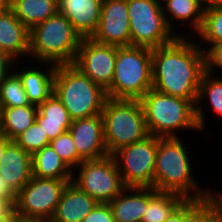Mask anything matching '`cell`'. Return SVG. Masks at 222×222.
<instances>
[{"label":"cell","instance_id":"cell-12","mask_svg":"<svg viewBox=\"0 0 222 222\" xmlns=\"http://www.w3.org/2000/svg\"><path fill=\"white\" fill-rule=\"evenodd\" d=\"M116 62V46L83 38L73 65L105 91L111 86Z\"/></svg>","mask_w":222,"mask_h":222},{"label":"cell","instance_id":"cell-19","mask_svg":"<svg viewBox=\"0 0 222 222\" xmlns=\"http://www.w3.org/2000/svg\"><path fill=\"white\" fill-rule=\"evenodd\" d=\"M29 35L30 30L10 8L0 12V51L7 53L15 61L21 55L29 57Z\"/></svg>","mask_w":222,"mask_h":222},{"label":"cell","instance_id":"cell-38","mask_svg":"<svg viewBox=\"0 0 222 222\" xmlns=\"http://www.w3.org/2000/svg\"><path fill=\"white\" fill-rule=\"evenodd\" d=\"M210 198L215 202L217 205L219 215H220V222H222V192L219 193L218 190L215 192H212L210 190Z\"/></svg>","mask_w":222,"mask_h":222},{"label":"cell","instance_id":"cell-44","mask_svg":"<svg viewBox=\"0 0 222 222\" xmlns=\"http://www.w3.org/2000/svg\"><path fill=\"white\" fill-rule=\"evenodd\" d=\"M15 216H0V222H12Z\"/></svg>","mask_w":222,"mask_h":222},{"label":"cell","instance_id":"cell-4","mask_svg":"<svg viewBox=\"0 0 222 222\" xmlns=\"http://www.w3.org/2000/svg\"><path fill=\"white\" fill-rule=\"evenodd\" d=\"M53 93L67 109L72 120L101 114L106 91L73 64L56 66Z\"/></svg>","mask_w":222,"mask_h":222},{"label":"cell","instance_id":"cell-41","mask_svg":"<svg viewBox=\"0 0 222 222\" xmlns=\"http://www.w3.org/2000/svg\"><path fill=\"white\" fill-rule=\"evenodd\" d=\"M204 9L222 7V0H202Z\"/></svg>","mask_w":222,"mask_h":222},{"label":"cell","instance_id":"cell-22","mask_svg":"<svg viewBox=\"0 0 222 222\" xmlns=\"http://www.w3.org/2000/svg\"><path fill=\"white\" fill-rule=\"evenodd\" d=\"M73 172L50 145L32 155V175L35 177L72 180Z\"/></svg>","mask_w":222,"mask_h":222},{"label":"cell","instance_id":"cell-26","mask_svg":"<svg viewBox=\"0 0 222 222\" xmlns=\"http://www.w3.org/2000/svg\"><path fill=\"white\" fill-rule=\"evenodd\" d=\"M36 116L37 106L33 104L0 108V130L13 141L36 121Z\"/></svg>","mask_w":222,"mask_h":222},{"label":"cell","instance_id":"cell-45","mask_svg":"<svg viewBox=\"0 0 222 222\" xmlns=\"http://www.w3.org/2000/svg\"><path fill=\"white\" fill-rule=\"evenodd\" d=\"M160 6L166 3L168 0H156Z\"/></svg>","mask_w":222,"mask_h":222},{"label":"cell","instance_id":"cell-35","mask_svg":"<svg viewBox=\"0 0 222 222\" xmlns=\"http://www.w3.org/2000/svg\"><path fill=\"white\" fill-rule=\"evenodd\" d=\"M14 62L7 53L0 51V83L14 70Z\"/></svg>","mask_w":222,"mask_h":222},{"label":"cell","instance_id":"cell-37","mask_svg":"<svg viewBox=\"0 0 222 222\" xmlns=\"http://www.w3.org/2000/svg\"><path fill=\"white\" fill-rule=\"evenodd\" d=\"M0 216H16L14 208L3 198H0Z\"/></svg>","mask_w":222,"mask_h":222},{"label":"cell","instance_id":"cell-1","mask_svg":"<svg viewBox=\"0 0 222 222\" xmlns=\"http://www.w3.org/2000/svg\"><path fill=\"white\" fill-rule=\"evenodd\" d=\"M189 34L187 38L177 36L172 42L152 49V88L188 99L195 105L205 72V48L198 40L194 41L192 33Z\"/></svg>","mask_w":222,"mask_h":222},{"label":"cell","instance_id":"cell-6","mask_svg":"<svg viewBox=\"0 0 222 222\" xmlns=\"http://www.w3.org/2000/svg\"><path fill=\"white\" fill-rule=\"evenodd\" d=\"M152 89V49L116 47V62L108 98L139 100Z\"/></svg>","mask_w":222,"mask_h":222},{"label":"cell","instance_id":"cell-29","mask_svg":"<svg viewBox=\"0 0 222 222\" xmlns=\"http://www.w3.org/2000/svg\"><path fill=\"white\" fill-rule=\"evenodd\" d=\"M31 105L19 76L12 70L0 83V108Z\"/></svg>","mask_w":222,"mask_h":222},{"label":"cell","instance_id":"cell-33","mask_svg":"<svg viewBox=\"0 0 222 222\" xmlns=\"http://www.w3.org/2000/svg\"><path fill=\"white\" fill-rule=\"evenodd\" d=\"M211 45L204 53L205 72L214 75L213 71L218 68L222 69V44H207Z\"/></svg>","mask_w":222,"mask_h":222},{"label":"cell","instance_id":"cell-40","mask_svg":"<svg viewBox=\"0 0 222 222\" xmlns=\"http://www.w3.org/2000/svg\"><path fill=\"white\" fill-rule=\"evenodd\" d=\"M164 222H182V204Z\"/></svg>","mask_w":222,"mask_h":222},{"label":"cell","instance_id":"cell-24","mask_svg":"<svg viewBox=\"0 0 222 222\" xmlns=\"http://www.w3.org/2000/svg\"><path fill=\"white\" fill-rule=\"evenodd\" d=\"M9 8L30 30L58 12V0H10Z\"/></svg>","mask_w":222,"mask_h":222},{"label":"cell","instance_id":"cell-7","mask_svg":"<svg viewBox=\"0 0 222 222\" xmlns=\"http://www.w3.org/2000/svg\"><path fill=\"white\" fill-rule=\"evenodd\" d=\"M101 115L108 155L149 136L139 100L107 98Z\"/></svg>","mask_w":222,"mask_h":222},{"label":"cell","instance_id":"cell-18","mask_svg":"<svg viewBox=\"0 0 222 222\" xmlns=\"http://www.w3.org/2000/svg\"><path fill=\"white\" fill-rule=\"evenodd\" d=\"M98 204L97 200L70 181L49 222H82Z\"/></svg>","mask_w":222,"mask_h":222},{"label":"cell","instance_id":"cell-42","mask_svg":"<svg viewBox=\"0 0 222 222\" xmlns=\"http://www.w3.org/2000/svg\"><path fill=\"white\" fill-rule=\"evenodd\" d=\"M10 6V0H0V12L8 9Z\"/></svg>","mask_w":222,"mask_h":222},{"label":"cell","instance_id":"cell-27","mask_svg":"<svg viewBox=\"0 0 222 222\" xmlns=\"http://www.w3.org/2000/svg\"><path fill=\"white\" fill-rule=\"evenodd\" d=\"M186 199L178 194L158 192L149 202L141 222H164Z\"/></svg>","mask_w":222,"mask_h":222},{"label":"cell","instance_id":"cell-8","mask_svg":"<svg viewBox=\"0 0 222 222\" xmlns=\"http://www.w3.org/2000/svg\"><path fill=\"white\" fill-rule=\"evenodd\" d=\"M131 46L157 48L172 42L178 35L165 20L156 0H127Z\"/></svg>","mask_w":222,"mask_h":222},{"label":"cell","instance_id":"cell-20","mask_svg":"<svg viewBox=\"0 0 222 222\" xmlns=\"http://www.w3.org/2000/svg\"><path fill=\"white\" fill-rule=\"evenodd\" d=\"M19 65L17 61L14 62L13 69L14 72L19 76L22 86L25 89L28 100L33 105H40L46 99H48L54 91V76L56 71V64L50 62H40L41 65L47 67L46 71L44 69H16V65ZM45 64V65H44ZM19 70V71H17Z\"/></svg>","mask_w":222,"mask_h":222},{"label":"cell","instance_id":"cell-23","mask_svg":"<svg viewBox=\"0 0 222 222\" xmlns=\"http://www.w3.org/2000/svg\"><path fill=\"white\" fill-rule=\"evenodd\" d=\"M204 10L202 0H168L162 5L166 23L172 31L173 21L181 20L182 24L184 22L186 25L187 22L191 24V28L195 30L193 34H196L202 26Z\"/></svg>","mask_w":222,"mask_h":222},{"label":"cell","instance_id":"cell-2","mask_svg":"<svg viewBox=\"0 0 222 222\" xmlns=\"http://www.w3.org/2000/svg\"><path fill=\"white\" fill-rule=\"evenodd\" d=\"M187 153L180 137H158L154 188L158 192L181 195L186 200L209 198L210 190L199 189L193 177Z\"/></svg>","mask_w":222,"mask_h":222},{"label":"cell","instance_id":"cell-43","mask_svg":"<svg viewBox=\"0 0 222 222\" xmlns=\"http://www.w3.org/2000/svg\"><path fill=\"white\" fill-rule=\"evenodd\" d=\"M12 222H44V221L33 220V219H23V218H19L15 216Z\"/></svg>","mask_w":222,"mask_h":222},{"label":"cell","instance_id":"cell-28","mask_svg":"<svg viewBox=\"0 0 222 222\" xmlns=\"http://www.w3.org/2000/svg\"><path fill=\"white\" fill-rule=\"evenodd\" d=\"M182 222H220L217 205L210 197L185 200L182 203Z\"/></svg>","mask_w":222,"mask_h":222},{"label":"cell","instance_id":"cell-34","mask_svg":"<svg viewBox=\"0 0 222 222\" xmlns=\"http://www.w3.org/2000/svg\"><path fill=\"white\" fill-rule=\"evenodd\" d=\"M82 222H115L108 203H99Z\"/></svg>","mask_w":222,"mask_h":222},{"label":"cell","instance_id":"cell-17","mask_svg":"<svg viewBox=\"0 0 222 222\" xmlns=\"http://www.w3.org/2000/svg\"><path fill=\"white\" fill-rule=\"evenodd\" d=\"M157 193L155 188L126 187L108 203L115 222H141L148 202Z\"/></svg>","mask_w":222,"mask_h":222},{"label":"cell","instance_id":"cell-39","mask_svg":"<svg viewBox=\"0 0 222 222\" xmlns=\"http://www.w3.org/2000/svg\"><path fill=\"white\" fill-rule=\"evenodd\" d=\"M11 142L12 141L7 137V135L2 130H0V159L3 156L6 147Z\"/></svg>","mask_w":222,"mask_h":222},{"label":"cell","instance_id":"cell-14","mask_svg":"<svg viewBox=\"0 0 222 222\" xmlns=\"http://www.w3.org/2000/svg\"><path fill=\"white\" fill-rule=\"evenodd\" d=\"M68 131L73 137L77 153L84 160L108 156L101 114L72 120Z\"/></svg>","mask_w":222,"mask_h":222},{"label":"cell","instance_id":"cell-11","mask_svg":"<svg viewBox=\"0 0 222 222\" xmlns=\"http://www.w3.org/2000/svg\"><path fill=\"white\" fill-rule=\"evenodd\" d=\"M76 169L72 182L99 203H109L126 188L112 155L84 160Z\"/></svg>","mask_w":222,"mask_h":222},{"label":"cell","instance_id":"cell-16","mask_svg":"<svg viewBox=\"0 0 222 222\" xmlns=\"http://www.w3.org/2000/svg\"><path fill=\"white\" fill-rule=\"evenodd\" d=\"M0 175L17 195L32 178V155L12 141L0 159Z\"/></svg>","mask_w":222,"mask_h":222},{"label":"cell","instance_id":"cell-10","mask_svg":"<svg viewBox=\"0 0 222 222\" xmlns=\"http://www.w3.org/2000/svg\"><path fill=\"white\" fill-rule=\"evenodd\" d=\"M70 181L32 176L17 194L13 206L16 217L49 222Z\"/></svg>","mask_w":222,"mask_h":222},{"label":"cell","instance_id":"cell-30","mask_svg":"<svg viewBox=\"0 0 222 222\" xmlns=\"http://www.w3.org/2000/svg\"><path fill=\"white\" fill-rule=\"evenodd\" d=\"M193 37L206 44H222V7L204 10L202 26Z\"/></svg>","mask_w":222,"mask_h":222},{"label":"cell","instance_id":"cell-21","mask_svg":"<svg viewBox=\"0 0 222 222\" xmlns=\"http://www.w3.org/2000/svg\"><path fill=\"white\" fill-rule=\"evenodd\" d=\"M36 122L52 140L70 129L72 119L62 102L53 93L37 106Z\"/></svg>","mask_w":222,"mask_h":222},{"label":"cell","instance_id":"cell-5","mask_svg":"<svg viewBox=\"0 0 222 222\" xmlns=\"http://www.w3.org/2000/svg\"><path fill=\"white\" fill-rule=\"evenodd\" d=\"M139 101L149 135L178 137V130L199 131L195 105L190 100L163 94L152 88Z\"/></svg>","mask_w":222,"mask_h":222},{"label":"cell","instance_id":"cell-15","mask_svg":"<svg viewBox=\"0 0 222 222\" xmlns=\"http://www.w3.org/2000/svg\"><path fill=\"white\" fill-rule=\"evenodd\" d=\"M103 0H58L63 14L82 38H91L97 31Z\"/></svg>","mask_w":222,"mask_h":222},{"label":"cell","instance_id":"cell-9","mask_svg":"<svg viewBox=\"0 0 222 222\" xmlns=\"http://www.w3.org/2000/svg\"><path fill=\"white\" fill-rule=\"evenodd\" d=\"M158 136L124 146L112 154L125 187L154 188Z\"/></svg>","mask_w":222,"mask_h":222},{"label":"cell","instance_id":"cell-36","mask_svg":"<svg viewBox=\"0 0 222 222\" xmlns=\"http://www.w3.org/2000/svg\"><path fill=\"white\" fill-rule=\"evenodd\" d=\"M17 195L9 188L8 184L0 175V198L5 199L12 207L15 204Z\"/></svg>","mask_w":222,"mask_h":222},{"label":"cell","instance_id":"cell-13","mask_svg":"<svg viewBox=\"0 0 222 222\" xmlns=\"http://www.w3.org/2000/svg\"><path fill=\"white\" fill-rule=\"evenodd\" d=\"M94 41L116 47L131 46L127 0H103Z\"/></svg>","mask_w":222,"mask_h":222},{"label":"cell","instance_id":"cell-31","mask_svg":"<svg viewBox=\"0 0 222 222\" xmlns=\"http://www.w3.org/2000/svg\"><path fill=\"white\" fill-rule=\"evenodd\" d=\"M13 141L24 151L33 155L43 147L48 146L51 140L48 138L46 132L43 131L42 127L35 121Z\"/></svg>","mask_w":222,"mask_h":222},{"label":"cell","instance_id":"cell-32","mask_svg":"<svg viewBox=\"0 0 222 222\" xmlns=\"http://www.w3.org/2000/svg\"><path fill=\"white\" fill-rule=\"evenodd\" d=\"M49 145L72 170L84 161L77 153L73 137L69 131L52 139Z\"/></svg>","mask_w":222,"mask_h":222},{"label":"cell","instance_id":"cell-25","mask_svg":"<svg viewBox=\"0 0 222 222\" xmlns=\"http://www.w3.org/2000/svg\"><path fill=\"white\" fill-rule=\"evenodd\" d=\"M205 98L207 99V101L210 102L209 104L211 105V107H209V109H212L213 112L216 113V115L222 117V77L217 78L216 76L215 78V76L213 77V75L206 72L202 74L198 90V98L195 104L196 120L200 131L204 130L206 124L204 120L205 114L203 109L201 108V102Z\"/></svg>","mask_w":222,"mask_h":222},{"label":"cell","instance_id":"cell-3","mask_svg":"<svg viewBox=\"0 0 222 222\" xmlns=\"http://www.w3.org/2000/svg\"><path fill=\"white\" fill-rule=\"evenodd\" d=\"M82 39L70 21L57 12L30 29L29 56L38 64H73Z\"/></svg>","mask_w":222,"mask_h":222}]
</instances>
